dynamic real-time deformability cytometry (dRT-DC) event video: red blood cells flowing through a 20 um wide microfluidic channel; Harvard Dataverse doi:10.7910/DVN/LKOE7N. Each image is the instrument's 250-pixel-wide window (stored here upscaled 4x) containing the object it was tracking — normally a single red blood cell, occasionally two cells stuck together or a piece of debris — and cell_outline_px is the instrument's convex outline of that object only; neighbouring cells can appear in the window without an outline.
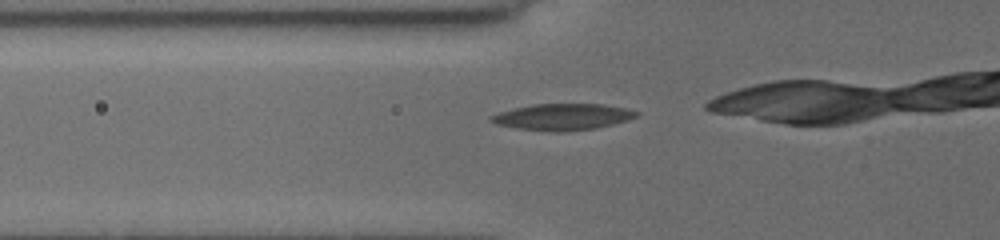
{"species": "common noctule bat (a hibernating species)", "species_latin": "Nyctalus noctula", "temperature_condition": "cold", "stored_images_in_passage": 17, "camera_frame_rate_fps": 3000, "um_per_image_px": 0.085, "animal": {"sex": "female", "body_mass_g": 19.5, "forearm_length_mm": 54.1}, "frame": {"image": 1, "passage_image": 11, "time_ms": 3.667, "image_size_px": [1000, 240], "cell_outline_px": [[640, 112], [636, 116], [628, 120], [596, 128], [560, 132], [552, 132], [516, 128], [496, 124], [488, 120], [488, 116], [500, 112], [532, 104], [604, 104], [624, 108]], "centroid_in_image_um": [47.79, 9.94], "position_along_channel_um": 78.0, "area_um2": 22.31}}
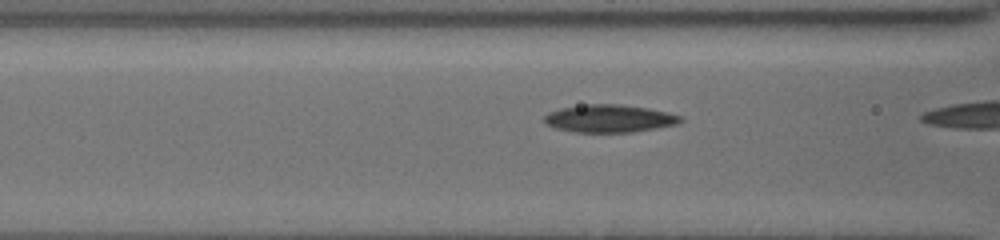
{"frame": {"image": 2, "passage_image": 15, "time_ms": 4.667, "image_size_px": [1000, 240], "cell_outline_px": [[684, 120], [676, 124], [656, 128], [632, 132], [576, 132], [556, 128], [544, 124], [544, 116], [548, 112], [560, 108], [588, 104], [620, 104], [648, 108], [668, 112], [680, 116]], "centroid_in_image_um": [51.77, 10.07], "position_along_channel_um": 114.8, "area_um2": 21.96}}